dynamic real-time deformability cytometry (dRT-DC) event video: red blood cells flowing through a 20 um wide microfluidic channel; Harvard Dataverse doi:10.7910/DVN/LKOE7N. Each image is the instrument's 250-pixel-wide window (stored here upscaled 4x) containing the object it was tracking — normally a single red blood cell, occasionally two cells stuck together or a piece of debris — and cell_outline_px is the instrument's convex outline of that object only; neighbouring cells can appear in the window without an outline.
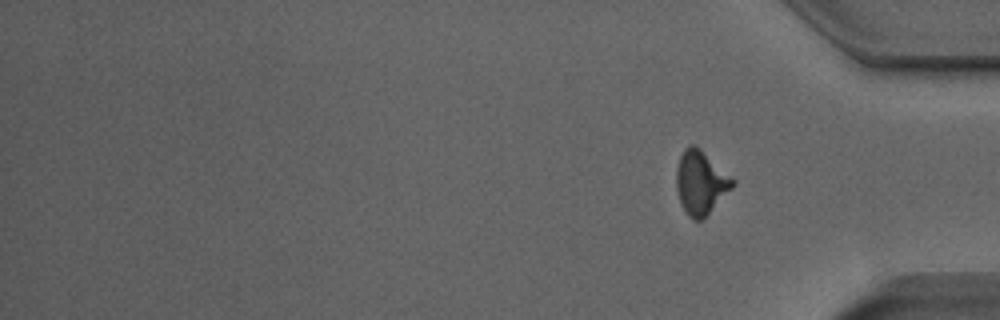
{"species": "Egyptian fruit bat (a non-hibernating species)", "species_latin": "Rousettus aegyptiacus", "temperature_condition": "room temperature", "stored_images_in_passage": 14, "segment_of_instrument_passage": [2, 2], "camera_frame_rate_fps": 3000, "um_per_image_px": 0.085, "animal": {"sex": "male"}, "frame": {"image": 1, "passage_image": 14, "time_ms": 16.667, "image_size_px": [1000, 320], "cell_outline_px": [[736, 184], [700, 220], [692, 220], [688, 216], [680, 204], [676, 188], [676, 168], [680, 156], [684, 148], [692, 144], [696, 144], [736, 180]], "centroid_in_image_um": [59.54, 15.48], "position_along_channel_um": 375.7, "area_um2": 20.87}}